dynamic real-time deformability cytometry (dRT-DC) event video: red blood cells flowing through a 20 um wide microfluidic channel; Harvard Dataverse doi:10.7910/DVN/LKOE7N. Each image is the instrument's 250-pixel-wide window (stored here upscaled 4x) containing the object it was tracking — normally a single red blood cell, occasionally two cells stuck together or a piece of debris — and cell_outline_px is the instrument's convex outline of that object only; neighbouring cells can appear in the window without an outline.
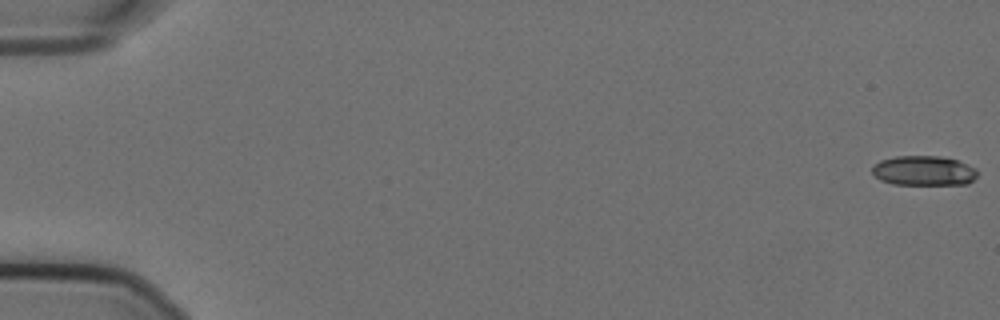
{"species": "Egyptian fruit bat (a non-hibernating species)", "species_latin": "Rousettus aegyptiacus", "temperature_condition": "cold", "stored_images_in_passage": 58, "camera_frame_rate_fps": 3000, "um_per_image_px": 0.085, "animal": {"sex": "female"}, "frame": {"image": 1, "passage_image": 1, "time_ms": 0.0, "image_size_px": [1000, 320], "cell_outline_px": [[976, 176], [968, 184], [892, 184], [880, 180], [872, 172], [872, 168], [880, 160], [896, 156], [940, 156], [956, 160], [976, 168]], "centroid_in_image_um": [78.51, 14.51], "position_along_channel_um": 6.5, "area_um2": 18.09}}
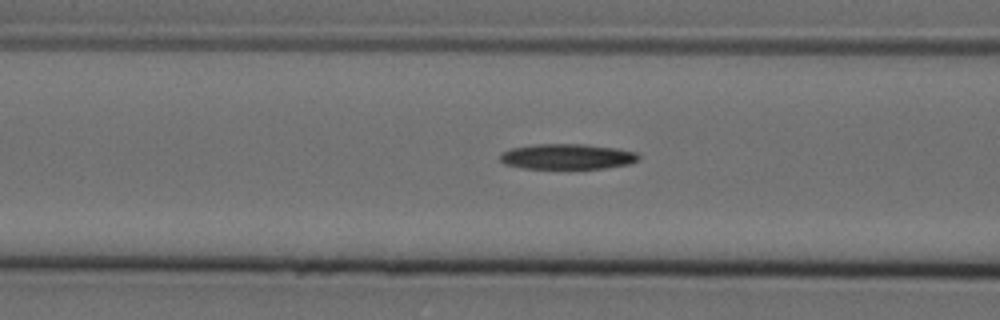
{"frame": {"image": 2, "passage_image": 24, "time_ms": 7.667, "image_size_px": [1000, 320], "cell_outline_px": [[640, 160], [628, 164], [604, 168], [524, 168], [504, 164], [500, 160], [500, 156], [504, 152], [512, 148], [536, 144], [584, 144], [616, 148], [636, 152], [640, 156]], "centroid_in_image_um": [48.25, 13.3], "position_along_channel_um": 118.4, "area_um2": 20.35}}
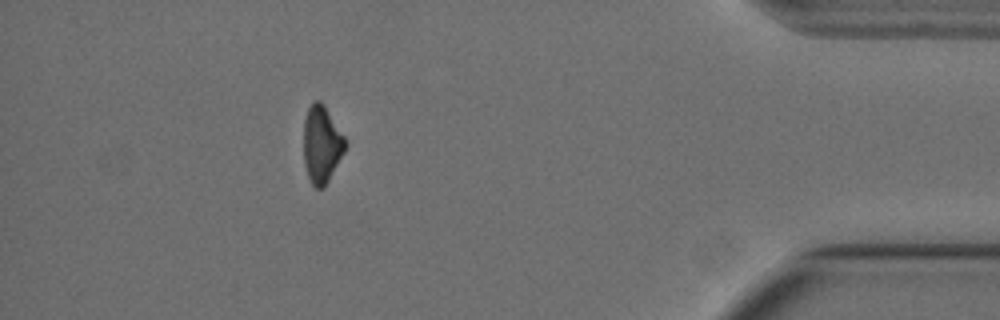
{"frame": {"image": 3, "passage_image": 52, "time_ms": 17.0, "image_size_px": [1000, 320], "cell_outline_px": [[348, 144], [344, 152], [324, 188], [316, 188], [312, 184], [308, 176], [304, 164], [304, 120], [308, 108], [312, 100], [320, 100], [324, 104], [344, 136]], "centroid_in_image_um": [27.34, 12.25], "position_along_channel_um": 407.9, "area_um2": 18.79}, "authors_computed_cell_mechanics": {"area_um2": 20.1722, "velocity_mm_per_s": 3.5882, "shape_relaxation_time_tau1_ms": 8.6097, "shape_relaxation_time_tau2_ms": null, "deformation_change_tau1": 0.1873, "deformation_change_tau2": null}}